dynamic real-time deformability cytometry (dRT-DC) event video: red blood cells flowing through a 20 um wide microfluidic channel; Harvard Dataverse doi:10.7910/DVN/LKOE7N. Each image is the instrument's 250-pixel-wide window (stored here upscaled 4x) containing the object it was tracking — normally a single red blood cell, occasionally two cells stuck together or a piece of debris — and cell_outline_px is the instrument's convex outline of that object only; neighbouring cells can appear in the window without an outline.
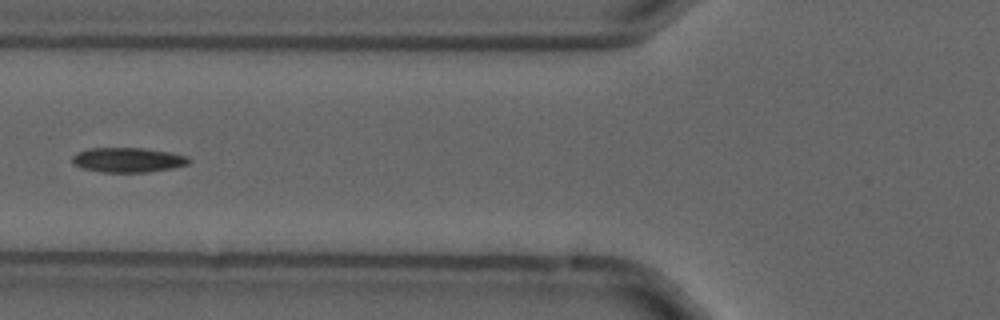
{"species": "common noctule bat (a hibernating species)", "species_latin": "Nyctalus noctula", "temperature_condition": "cold", "stored_images_in_passage": 4, "segment_of_instrument_passage": [2, 2], "camera_frame_rate_fps": 3000, "um_per_image_px": 0.085, "animal": {"sex": "male", "forearm_length_mm": 52.5}, "frame": {"image": 1, "passage_image": 4, "time_ms": 1.0, "image_size_px": [1000, 320], "cell_outline_px": [[192, 160], [188, 164], [172, 168], [144, 172], [100, 172], [84, 168], [72, 164], [72, 156], [76, 152], [88, 148], [144, 148], [168, 152], [188, 156]], "centroid_in_image_um": [10.85, 13.59], "position_along_channel_um": 114.9, "area_um2": 16.82}}